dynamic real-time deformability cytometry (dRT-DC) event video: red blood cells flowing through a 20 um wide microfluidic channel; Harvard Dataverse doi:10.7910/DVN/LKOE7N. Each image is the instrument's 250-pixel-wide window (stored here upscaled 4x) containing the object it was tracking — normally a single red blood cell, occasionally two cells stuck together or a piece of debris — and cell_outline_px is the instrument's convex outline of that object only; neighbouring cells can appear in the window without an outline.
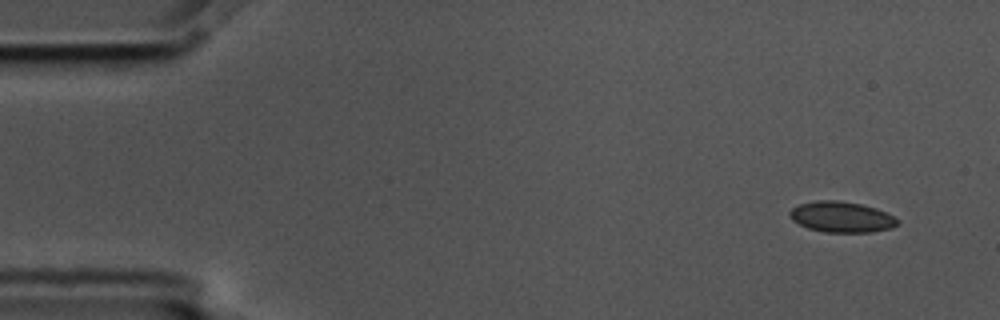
{"species": "common noctule bat (a hibernating species)", "species_latin": "Nyctalus noctula", "temperature_condition": "cold", "stored_images_in_passage": 7, "camera_frame_rate_fps": 3000, "um_per_image_px": 0.085, "animal": {"sex": "male", "body_mass_g": 17.5, "forearm_length_mm": 52.3}, "frame": {"image": 1, "passage_image": 1, "time_ms": 0.0, "image_size_px": [1000, 320], "cell_outline_px": [[900, 224], [892, 228], [872, 232], [824, 232], [808, 228], [792, 220], [788, 216], [788, 212], [792, 208], [800, 204], [816, 200], [836, 200], [860, 204], [876, 208], [900, 220]], "centroid_in_image_um": [71.53, 18.44], "position_along_channel_um": 13.5, "area_um2": 19.36}}
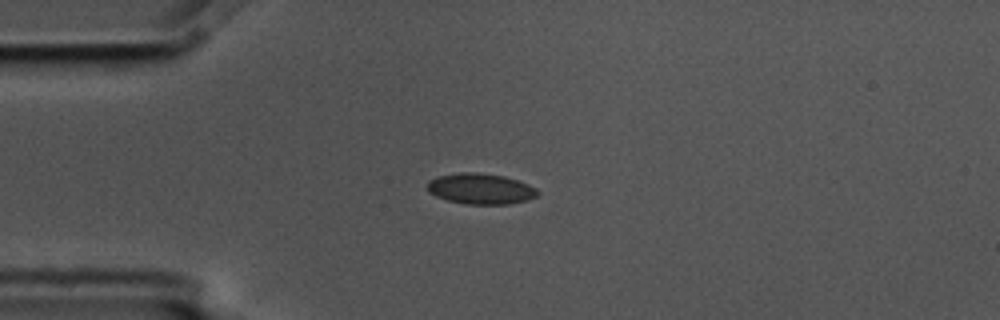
{"frame": {"image": 2, "passage_image": 4, "time_ms": 1.0, "image_size_px": [1000, 320], "cell_outline_px": [[540, 192], [536, 196], [528, 200], [508, 204], [464, 204], [448, 200], [436, 196], [428, 192], [428, 180], [436, 176], [460, 172], [476, 172], [504, 176], [528, 184], [536, 188]], "centroid_in_image_um": [40.84, 16.04], "position_along_channel_um": 44.2, "area_um2": 19.83}}
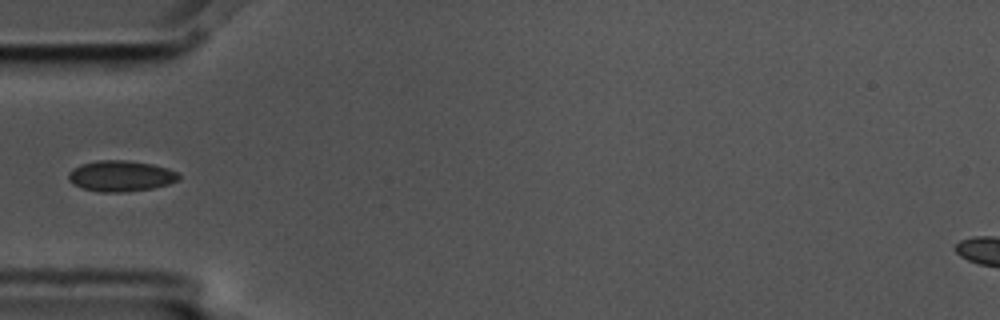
{"frame": {"image": 3, "passage_image": 5, "time_ms": 1.333, "image_size_px": [1000, 320], "cell_outline_px": [[180, 180], [168, 184], [152, 188], [124, 192], [100, 192], [80, 188], [72, 184], [68, 180], [68, 172], [72, 168], [80, 164], [100, 160], [124, 160], [152, 164], [168, 168], [176, 172], [180, 176]], "centroid_in_image_um": [10.23, 14.96], "position_along_channel_um": 74.8, "area_um2": 20.0}}